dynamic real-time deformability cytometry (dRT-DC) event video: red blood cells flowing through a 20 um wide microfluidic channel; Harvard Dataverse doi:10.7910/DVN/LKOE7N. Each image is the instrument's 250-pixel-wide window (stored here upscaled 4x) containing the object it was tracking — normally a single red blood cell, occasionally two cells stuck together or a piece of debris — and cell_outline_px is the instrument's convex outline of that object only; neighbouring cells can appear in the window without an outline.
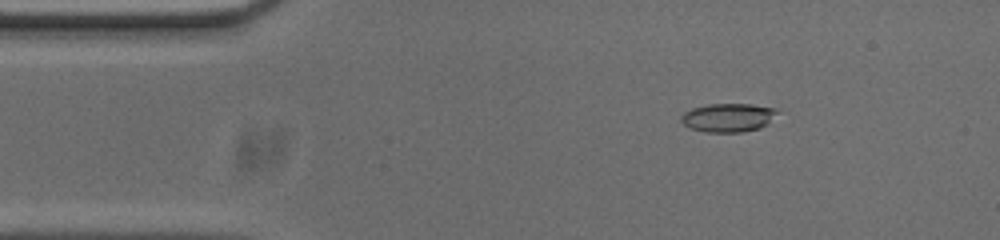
{"species": "common noctule bat (a hibernating species)", "species_latin": "Nyctalus noctula", "temperature_condition": "cold", "stored_images_in_passage": 53, "camera_frame_rate_fps": 3000, "um_per_image_px": 0.085, "animal": {"sex": "male", "body_mass_g": 20.0, "forearm_length_mm": 53.3}, "frame": {"image": 1, "passage_image": 7, "time_ms": 2.0, "image_size_px": [1000, 240], "cell_outline_px": [[780, 112], [768, 124], [760, 128], [740, 132], [704, 132], [692, 128], [684, 124], [680, 120], [680, 116], [684, 112], [692, 108], [708, 104], [752, 104], [776, 108]], "centroid_in_image_um": [61.92, 9.99], "position_along_channel_um": 23.1, "area_um2": 16.18}}
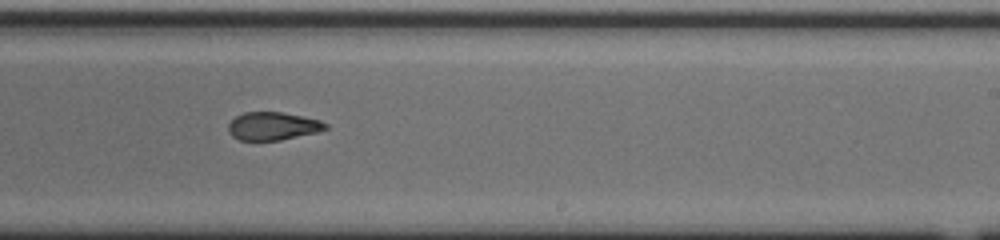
{"frame": {"image": 2, "passage_image": 31, "time_ms": 10.0, "image_size_px": [1000, 240], "cell_outline_px": [[328, 128], [316, 132], [280, 140], [240, 140], [232, 136], [228, 132], [228, 124], [236, 116], [244, 112], [280, 112], [320, 120], [328, 124]], "centroid_in_image_um": [23.17, 10.72], "position_along_channel_um": 265.8, "area_um2": 15.72}}
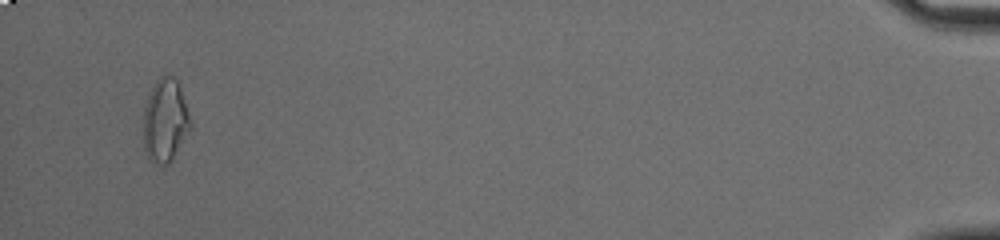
{"frame": {"image": 3, "passage_image": 51, "time_ms": 16.667, "image_size_px": [1000, 240], "cell_outline_px": [[192, 124], [172, 160], [168, 164], [156, 164], [148, 156], [144, 148], [144, 108], [148, 96], [156, 80], [160, 76], [172, 76], [176, 80], [180, 88]], "centroid_in_image_um": [14.03, 10.24], "position_along_channel_um": 421.2, "area_um2": 22.31}, "authors_computed_cell_mechanics": {"area_um2": 16.8776, "velocity_mm_per_s": 3.7287, "shape_relaxation_time_tau1_ms": null, "shape_relaxation_time_tau2_ms": 4.6514, "deformation_change_tau1": null, "deformation_change_tau2": 0.1239}}